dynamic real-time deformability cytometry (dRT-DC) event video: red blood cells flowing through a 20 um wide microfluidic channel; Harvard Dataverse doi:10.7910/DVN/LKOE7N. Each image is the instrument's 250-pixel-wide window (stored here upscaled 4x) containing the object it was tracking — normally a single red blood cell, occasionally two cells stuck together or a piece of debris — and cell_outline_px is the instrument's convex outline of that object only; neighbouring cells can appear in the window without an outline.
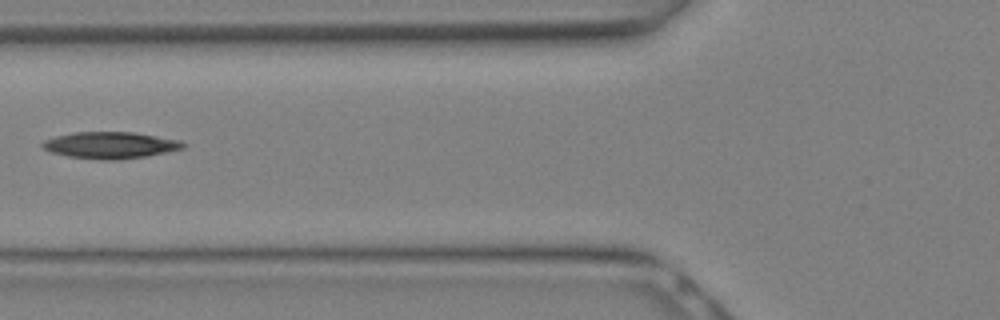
{"species": "Egyptian fruit bat (a non-hibernating species)", "species_latin": "Rousettus aegyptiacus", "temperature_condition": "warm", "stored_images_in_passage": 8, "camera_frame_rate_fps": 3000, "um_per_image_px": 0.085, "animal": {"sex": "female"}, "frame": {"image": 1, "passage_image": 7, "time_ms": 2.0, "image_size_px": [1000, 320], "cell_outline_px": [[172, 144], [168, 148], [152, 152], [128, 156], [92, 156], [68, 152], [68, 148], [76, 136], [140, 136]], "centroid_in_image_um": [9.8, 12.39], "position_along_channel_um": 116.0, "area_um2": 12.08}}